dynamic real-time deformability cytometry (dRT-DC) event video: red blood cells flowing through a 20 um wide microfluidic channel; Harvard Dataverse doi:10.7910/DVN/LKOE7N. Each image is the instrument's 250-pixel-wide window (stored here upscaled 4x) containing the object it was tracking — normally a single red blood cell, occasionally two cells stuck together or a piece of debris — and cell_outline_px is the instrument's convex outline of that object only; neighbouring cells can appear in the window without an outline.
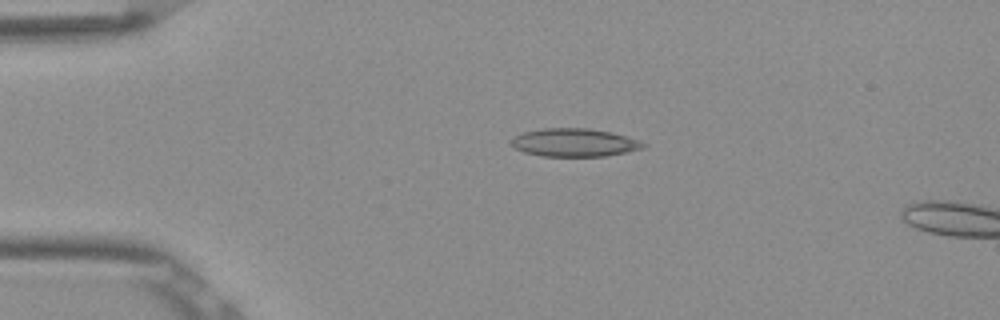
{"species": "Egyptian fruit bat (a non-hibernating species)", "species_latin": "Rousettus aegyptiacus", "temperature_condition": "room temperature", "stored_images_in_passage": 43, "segment_of_instrument_passage": [1, 2], "camera_frame_rate_fps": 3000, "um_per_image_px": 0.085, "frame": {"image": 1, "passage_image": 1, "time_ms": 0.0, "image_size_px": [1000, 320], "cell_outline_px": [[648, 144], [644, 148], [604, 156], [540, 156], [524, 152], [516, 148], [512, 144], [512, 140], [516, 136], [524, 132], [544, 128], [588, 128], [608, 132], [624, 136]], "centroid_in_image_um": [48.81, 12.12], "position_along_channel_um": 36.2, "area_um2": 21.21}}
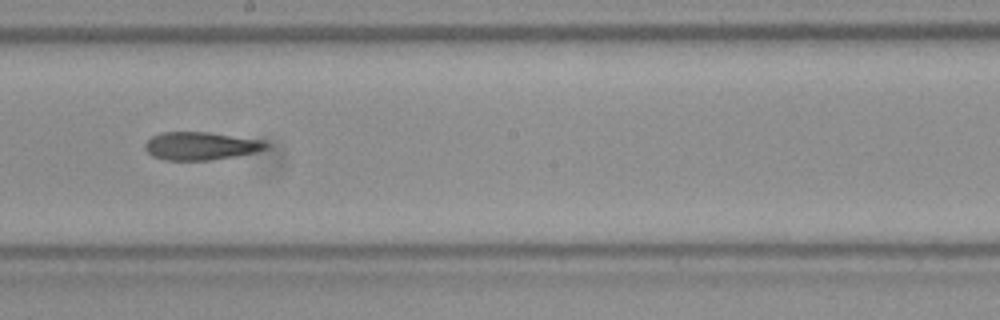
{"frame": {"image": 2, "passage_image": 19, "time_ms": 6.0, "image_size_px": [1000, 320], "cell_outline_px": [[268, 148], [236, 156], [208, 160], [164, 160], [152, 156], [144, 148], [144, 144], [152, 136], [160, 132], [208, 132], [260, 140], [268, 144]], "centroid_in_image_um": [17.0, 12.4], "position_along_channel_um": 231.2, "area_um2": 19.54}}
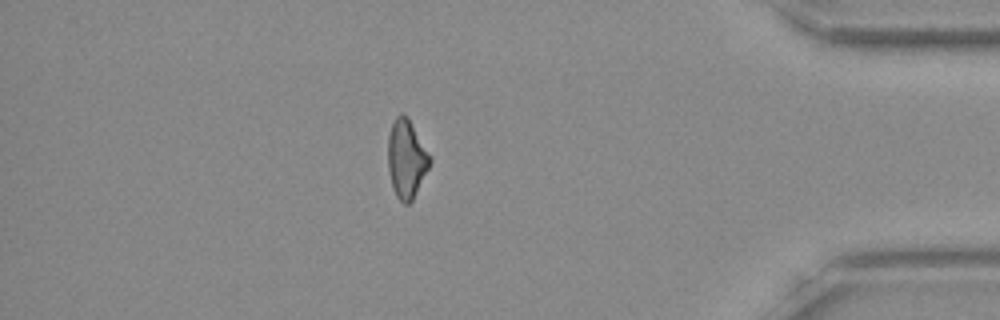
{"frame": {"image": 3, "passage_image": 35, "time_ms": 11.333, "image_size_px": [1000, 320], "cell_outline_px": [[432, 160], [412, 200], [408, 204], [404, 204], [396, 196], [392, 184], [388, 168], [388, 136], [392, 124], [396, 116], [400, 112], [408, 116], [432, 156]], "centroid_in_image_um": [34.56, 13.45], "position_along_channel_um": 400.6, "area_um2": 19.19}}